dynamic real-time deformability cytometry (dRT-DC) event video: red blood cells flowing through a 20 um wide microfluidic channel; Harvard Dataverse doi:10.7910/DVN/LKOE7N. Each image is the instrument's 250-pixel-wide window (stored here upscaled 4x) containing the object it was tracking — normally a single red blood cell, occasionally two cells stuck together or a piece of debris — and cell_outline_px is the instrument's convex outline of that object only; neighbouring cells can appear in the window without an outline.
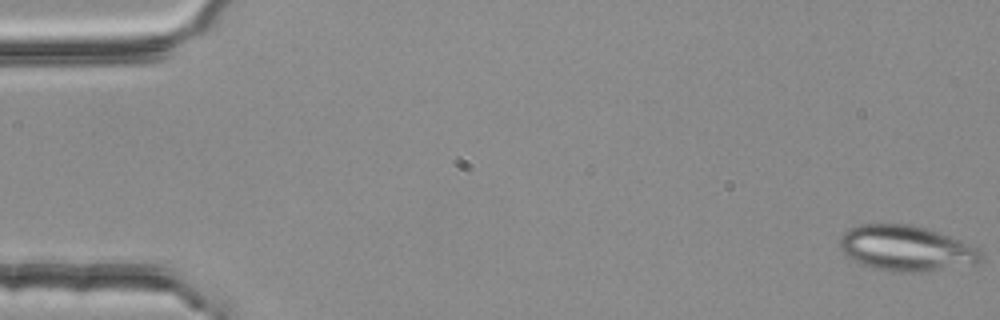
{"species": "common noctule bat (a hibernating species)", "species_latin": "Nyctalus noctula", "temperature_condition": "room temperature", "stored_images_in_passage": 4, "camera_frame_rate_fps": 3000, "um_per_image_px": 0.085, "animal": {"sex": "female", "body_mass_g": 25.1}, "frame": {"image": 1, "passage_image": 1, "time_ms": 0.0, "image_size_px": [1000, 320], "cell_outline_px": [[984, 256], [976, 264], [920, 272], [892, 272], [872, 268], [860, 264], [852, 260], [840, 248], [840, 236], [848, 228], [860, 224], [912, 224], [928, 228], [940, 232], [980, 248]], "centroid_in_image_um": [77.03, 21.1], "position_along_channel_um": 8.0, "area_um2": 37.86}}